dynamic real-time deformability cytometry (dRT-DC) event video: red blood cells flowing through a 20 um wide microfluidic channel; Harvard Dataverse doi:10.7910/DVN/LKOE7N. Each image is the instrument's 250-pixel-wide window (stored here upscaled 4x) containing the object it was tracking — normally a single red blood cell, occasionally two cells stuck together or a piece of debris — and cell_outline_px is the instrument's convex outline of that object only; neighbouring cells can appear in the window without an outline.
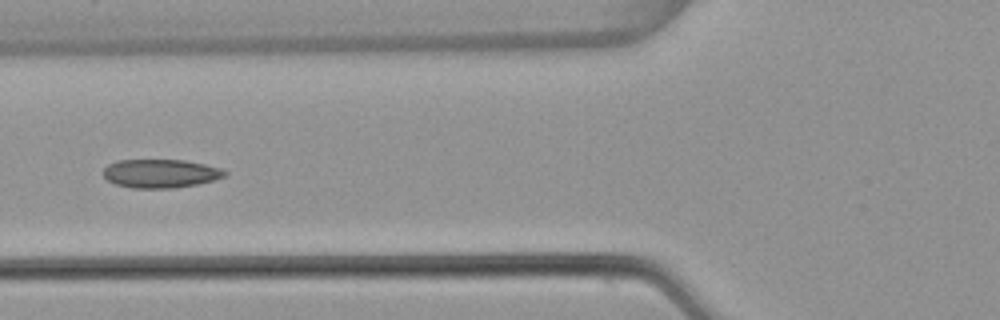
{"species": "common noctule bat (a hibernating species)", "species_latin": "Nyctalus noctula", "temperature_condition": "warm", "stored_images_in_passage": 7, "camera_frame_rate_fps": 3000, "um_per_image_px": 0.085, "animal": {"sex": "female", "body_mass_g": 22.7, "forearm_length_mm": 54.2}, "frame": {"image": 1, "passage_image": 5, "time_ms": 1.333, "image_size_px": [1000, 320], "cell_outline_px": [[228, 172], [224, 176], [212, 180], [196, 184], [176, 188], [132, 188], [116, 184], [108, 180], [104, 176], [104, 168], [108, 164], [116, 160], [184, 160], [224, 168]], "centroid_in_image_um": [13.65, 14.74], "position_along_channel_um": 112.1, "area_um2": 20.23}}
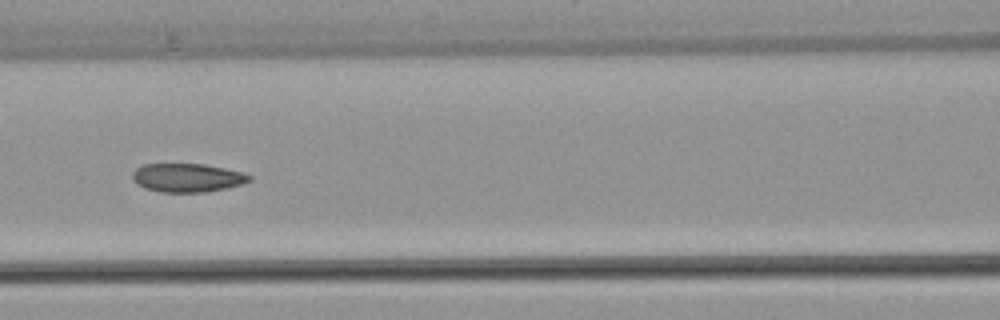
{"frame": {"image": 2, "passage_image": 6, "time_ms": 1.667, "image_size_px": [1000, 320], "cell_outline_px": [[252, 180], [240, 184], [208, 192], [160, 192], [144, 188], [132, 176], [132, 172], [136, 168], [144, 164], [204, 164], [244, 172], [252, 176]], "centroid_in_image_um": [15.95, 15.1], "position_along_channel_um": 150.7, "area_um2": 19.36}}
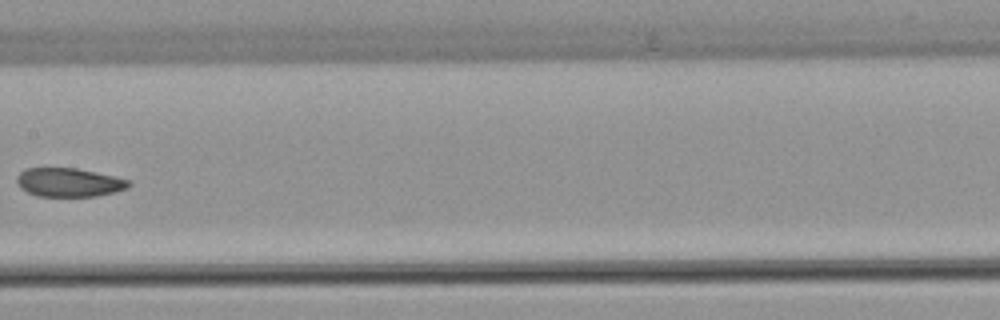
{"frame": {"image": 3, "passage_image": 7, "time_ms": 2.0, "image_size_px": [1000, 320], "cell_outline_px": [[132, 184], [128, 188], [116, 192], [96, 196], [36, 196], [20, 188], [16, 180], [16, 176], [24, 168], [76, 168], [116, 176], [132, 180]], "centroid_in_image_um": [5.89, 15.5], "position_along_channel_um": 201.5, "area_um2": 19.02}}